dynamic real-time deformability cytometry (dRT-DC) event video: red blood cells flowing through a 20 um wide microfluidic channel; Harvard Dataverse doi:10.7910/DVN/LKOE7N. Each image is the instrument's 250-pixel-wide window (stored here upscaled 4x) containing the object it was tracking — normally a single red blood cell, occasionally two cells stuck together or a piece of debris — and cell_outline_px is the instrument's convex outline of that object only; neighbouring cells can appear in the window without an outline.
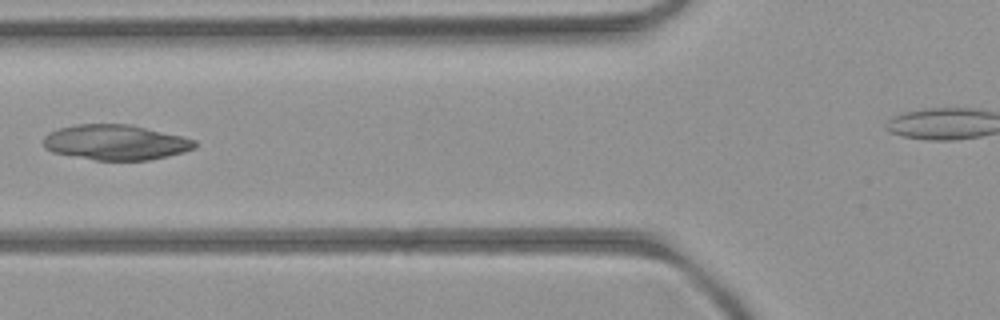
{"species": "common noctule bat (a hibernating species)", "species_latin": "Nyctalus noctula", "temperature_condition": "room temperature", "stored_images_in_passage": 6, "camera_frame_rate_fps": 3000, "um_per_image_px": 0.085, "animal": {"sex": "female", "body_mass_g": 21.9}, "frame": {"image": 1, "passage_image": 6, "time_ms": 6.667, "image_size_px": [1000, 320], "cell_outline_px": [[196, 148], [184, 152], [168, 156], [148, 160], [96, 160], [72, 156], [52, 152], [44, 148], [44, 136], [60, 128], [76, 124], [132, 124], [196, 140]], "centroid_in_image_um": [9.84, 12.1], "position_along_channel_um": 116.0, "area_um2": 31.04}}